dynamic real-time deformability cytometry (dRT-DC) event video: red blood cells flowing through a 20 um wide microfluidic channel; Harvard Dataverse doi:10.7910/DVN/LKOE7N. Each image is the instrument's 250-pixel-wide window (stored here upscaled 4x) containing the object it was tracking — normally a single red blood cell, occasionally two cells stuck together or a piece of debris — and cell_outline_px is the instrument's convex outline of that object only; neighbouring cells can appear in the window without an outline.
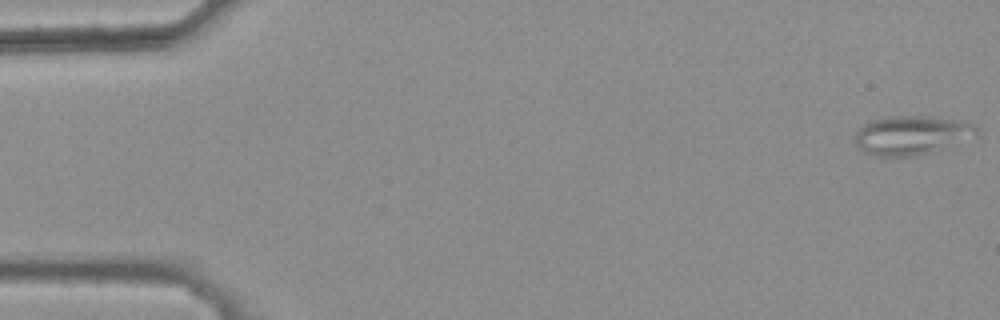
{"species": "common noctule bat (a hibernating species)", "species_latin": "Nyctalus noctula", "temperature_condition": "warm", "stored_images_in_passage": 12, "camera_frame_rate_fps": 3000, "um_per_image_px": 0.085, "animal": {"sex": "female", "body_mass_g": 25.1}, "frame": {"image": 1, "passage_image": 1, "time_ms": 0.0, "image_size_px": [1000, 320], "cell_outline_px": [[976, 136], [932, 152], [916, 156], [876, 156], [864, 152], [856, 144], [852, 136], [856, 128], [872, 120], [892, 116], [928, 116], [964, 120], [976, 124]], "centroid_in_image_um": [77.46, 11.48], "position_along_channel_um": 7.5, "area_um2": 27.98}}